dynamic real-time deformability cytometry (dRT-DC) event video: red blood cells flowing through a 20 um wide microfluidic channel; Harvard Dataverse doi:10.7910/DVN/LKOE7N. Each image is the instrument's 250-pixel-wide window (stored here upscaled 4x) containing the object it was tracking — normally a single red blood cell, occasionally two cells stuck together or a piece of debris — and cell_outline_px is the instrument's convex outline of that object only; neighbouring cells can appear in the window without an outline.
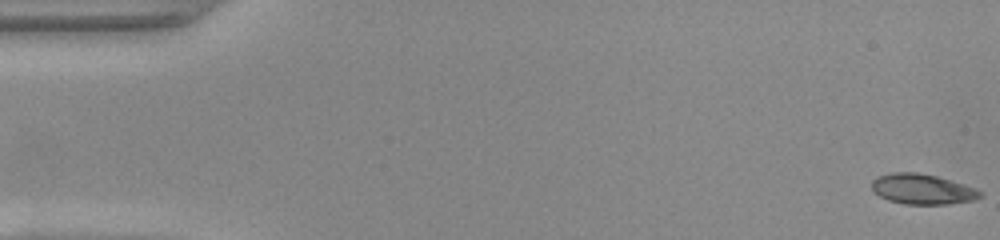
{"species": "common noctule bat (a hibernating species)", "species_latin": "Nyctalus noctula", "temperature_condition": "warm", "stored_images_in_passage": 50, "camera_frame_rate_fps": 3000, "um_per_image_px": 0.085, "animal": {"sex": "female", "body_mass_g": 22.0, "forearm_length_mm": 56.7}, "frame": {"image": 1, "passage_image": 1, "time_ms": 0.0, "image_size_px": [1000, 240], "cell_outline_px": [[984, 196], [976, 200], [948, 204], [904, 204], [888, 200], [872, 192], [872, 180], [876, 176], [892, 172], [916, 172], [936, 176], [976, 188], [984, 192]], "centroid_in_image_um": [78.41, 16.08], "position_along_channel_um": 6.6, "area_um2": 19.36}}
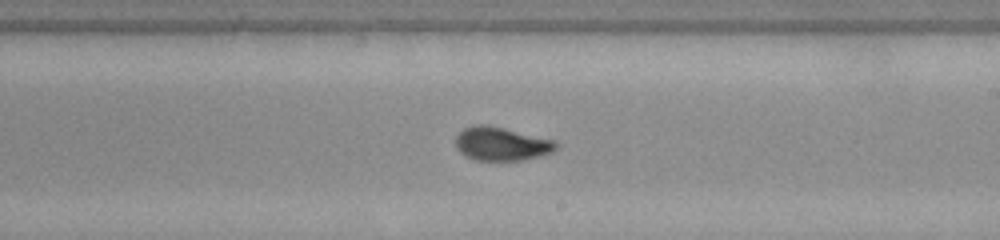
{"frame": {"image": 2, "passage_image": 29, "time_ms": 9.333, "image_size_px": [1000, 240], "cell_outline_px": [[560, 144], [552, 152], [540, 156], [520, 160], [476, 160], [460, 152], [456, 148], [456, 136], [464, 128], [472, 124], [488, 124], [556, 140]], "centroid_in_image_um": [42.64, 12.2], "position_along_channel_um": 246.4, "area_um2": 19.77}}
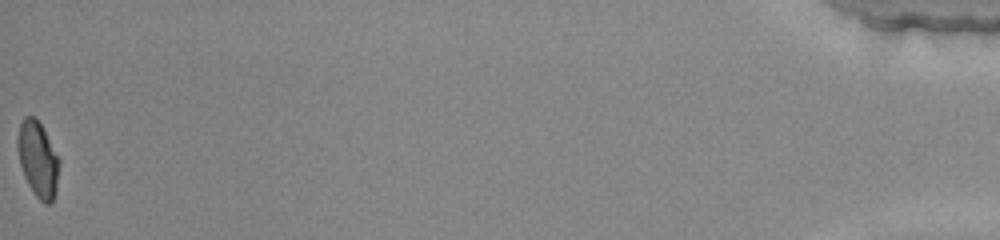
{"frame": {"image": 3, "passage_image": 50, "time_ms": 16.333, "image_size_px": [1000, 240], "cell_outline_px": [[60, 164], [56, 192], [52, 200], [48, 204], [44, 204], [36, 196], [28, 184], [24, 176], [20, 164], [16, 148], [16, 140], [20, 124], [24, 116], [36, 116], [60, 160]], "centroid_in_image_um": [3.21, 13.53], "position_along_channel_um": 432.0, "area_um2": 18.44}, "authors_computed_cell_mechanics": {"area_um2": 19.363, "velocity_mm_per_s": 4.1462, "shape_relaxation_time_tau1_ms": 10.2552, "shape_relaxation_time_tau2_ms": 0.7545, "deformation_change_tau1": 0.2989, "deformation_change_tau2": 0.0498}}